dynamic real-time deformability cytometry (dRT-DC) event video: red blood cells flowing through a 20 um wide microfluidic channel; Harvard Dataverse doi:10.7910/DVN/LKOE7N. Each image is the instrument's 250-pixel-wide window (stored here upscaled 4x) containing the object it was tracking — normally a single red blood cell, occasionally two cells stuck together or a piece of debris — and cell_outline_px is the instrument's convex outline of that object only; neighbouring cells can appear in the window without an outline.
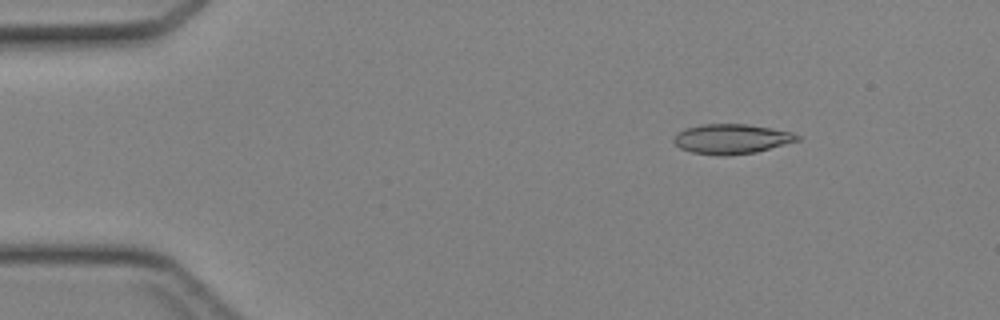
{"species": "Egyptian fruit bat (a non-hibernating species)", "species_latin": "Rousettus aegyptiacus", "temperature_condition": "cold", "stored_images_in_passage": 14, "camera_frame_rate_fps": 3000, "um_per_image_px": 0.085, "animal": {"sex": "female"}, "frame": {"image": 1, "passage_image": 7, "time_ms": 2.0, "image_size_px": [1000, 320], "cell_outline_px": [[800, 140], [756, 152], [724, 156], [716, 156], [692, 152], [680, 148], [672, 140], [680, 132], [688, 128], [700, 124], [748, 124], [792, 132], [800, 136]], "centroid_in_image_um": [62.2, 11.81], "position_along_channel_um": 22.8, "area_um2": 21.33}}